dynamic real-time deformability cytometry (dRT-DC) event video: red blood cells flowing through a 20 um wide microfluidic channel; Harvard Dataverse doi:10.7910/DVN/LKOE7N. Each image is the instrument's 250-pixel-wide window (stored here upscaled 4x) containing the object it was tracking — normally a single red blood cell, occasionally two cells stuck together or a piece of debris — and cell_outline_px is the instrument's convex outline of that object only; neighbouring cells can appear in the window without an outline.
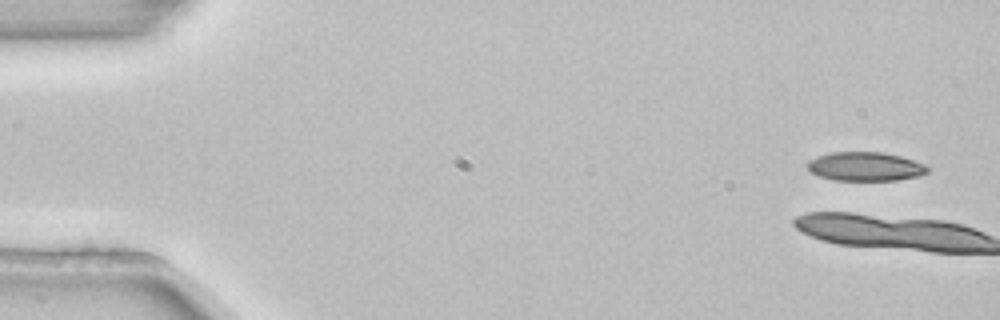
{"species": "common noctule bat (a hibernating species)", "species_latin": "Nyctalus noctula", "temperature_condition": "room temperature", "stored_images_in_passage": 5, "camera_frame_rate_fps": 3000, "um_per_image_px": 0.085, "animal": {"sex": "female", "body_mass_g": 22.7, "forearm_length_mm": 54.2}, "frame": {"image": 1, "passage_image": 1, "time_ms": 0.0, "image_size_px": [1000, 320], "cell_outline_px": [[928, 172], [920, 176], [896, 180], [836, 180], [820, 176], [812, 172], [808, 168], [808, 160], [816, 156], [832, 152], [884, 152], [900, 156], [924, 164], [928, 168]], "centroid_in_image_um": [73.56, 14.15], "position_along_channel_um": 11.4, "area_um2": 20.11}}
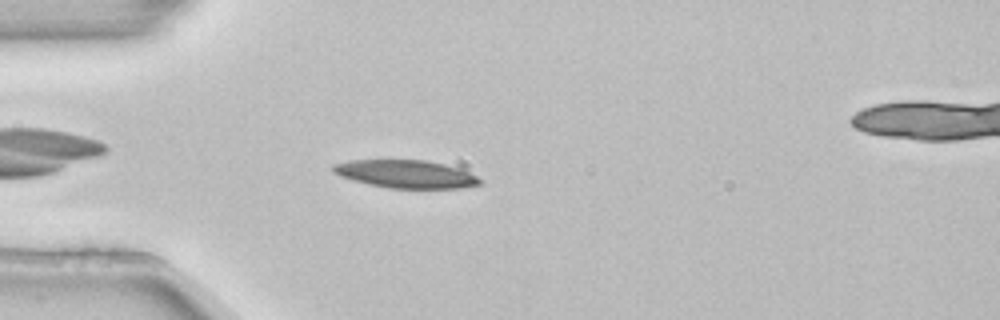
{"frame": {"image": 2, "passage_image": 5, "time_ms": 1.333, "image_size_px": [1000, 320], "cell_outline_px": [[484, 184], [460, 188], [388, 188], [352, 180], [340, 176], [332, 172], [332, 164], [348, 160], [424, 160], [444, 164], [460, 168], [484, 180]], "centroid_in_image_um": [34.51, 14.79], "position_along_channel_um": 50.5, "area_um2": 24.04}}